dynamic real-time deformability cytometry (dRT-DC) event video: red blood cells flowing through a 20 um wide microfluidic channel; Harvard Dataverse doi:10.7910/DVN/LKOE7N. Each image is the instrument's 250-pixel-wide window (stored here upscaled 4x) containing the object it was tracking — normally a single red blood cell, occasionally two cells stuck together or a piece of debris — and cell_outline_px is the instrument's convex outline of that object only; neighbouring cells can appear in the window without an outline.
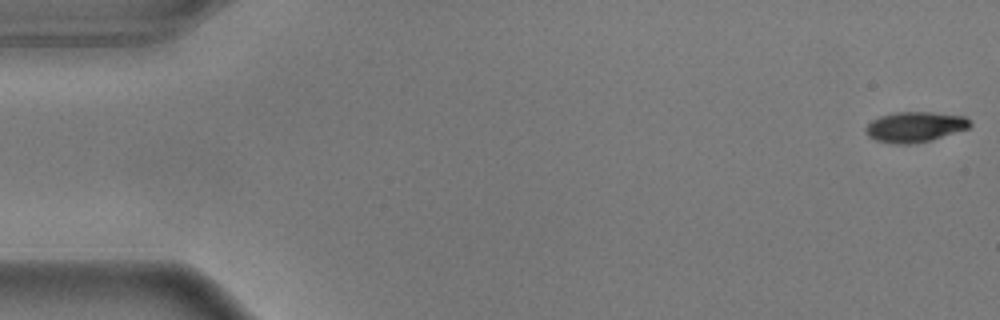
{"species": "common noctule bat (a hibernating species)", "species_latin": "Nyctalus noctula", "temperature_condition": "warm", "stored_images_in_passage": 56, "camera_frame_rate_fps": 3000, "um_per_image_px": 0.085, "animal": {"sex": "male", "body_mass_g": 17.9}, "frame": {"image": 1, "passage_image": 1, "time_ms": 0.0, "image_size_px": [1000, 320], "cell_outline_px": [[972, 124], [968, 128], [932, 140], [912, 144], [892, 144], [876, 140], [868, 136], [864, 128], [872, 120], [880, 116], [896, 112], [932, 112], [964, 116]], "centroid_in_image_um": [77.75, 10.79], "position_along_channel_um": 7.3, "area_um2": 18.44}}
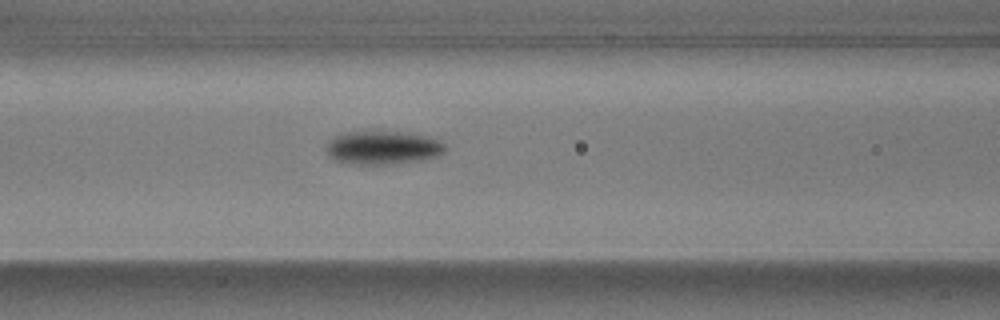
{"frame": {"image": 2, "passage_image": 23, "time_ms": 7.333, "image_size_px": [1000, 320], "cell_outline_px": [[444, 152], [436, 156], [420, 160], [384, 164], [356, 164], [336, 160], [328, 156], [324, 152], [324, 148], [332, 136], [344, 132], [396, 132], [428, 136], [444, 144]], "centroid_in_image_um": [32.44, 12.55], "position_along_channel_um": 134.2, "area_um2": 22.89}}
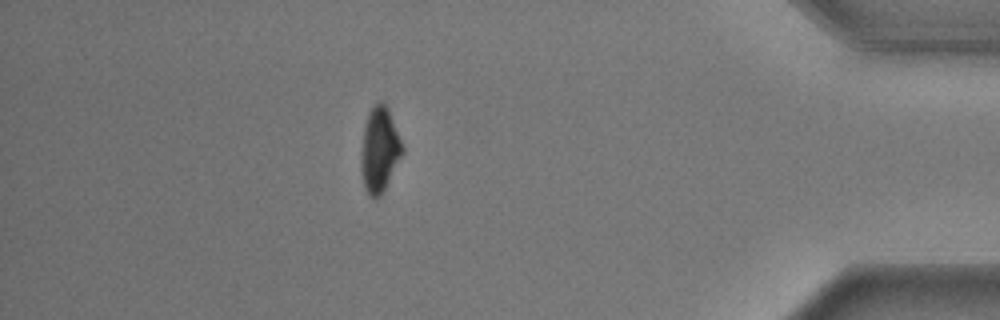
{"frame": {"image": 3, "passage_image": 49, "time_ms": 16.0, "image_size_px": [1000, 320], "cell_outline_px": [[404, 152], [380, 196], [376, 200], [372, 200], [368, 196], [364, 188], [360, 172], [360, 160], [364, 128], [368, 112], [380, 100], [384, 100], [388, 108], [404, 148]], "centroid_in_image_um": [32.24, 12.76], "position_along_channel_um": 403.0, "area_um2": 20.63}, "authors_computed_cell_mechanics": {"area_um2": 20.6346, "velocity_mm_per_s": 3.6208, "shape_relaxation_time_tau1_ms": 3.1912, "shape_relaxation_time_tau2_ms": null, "deformation_change_tau1": 0.1812, "deformation_change_tau2": null}}